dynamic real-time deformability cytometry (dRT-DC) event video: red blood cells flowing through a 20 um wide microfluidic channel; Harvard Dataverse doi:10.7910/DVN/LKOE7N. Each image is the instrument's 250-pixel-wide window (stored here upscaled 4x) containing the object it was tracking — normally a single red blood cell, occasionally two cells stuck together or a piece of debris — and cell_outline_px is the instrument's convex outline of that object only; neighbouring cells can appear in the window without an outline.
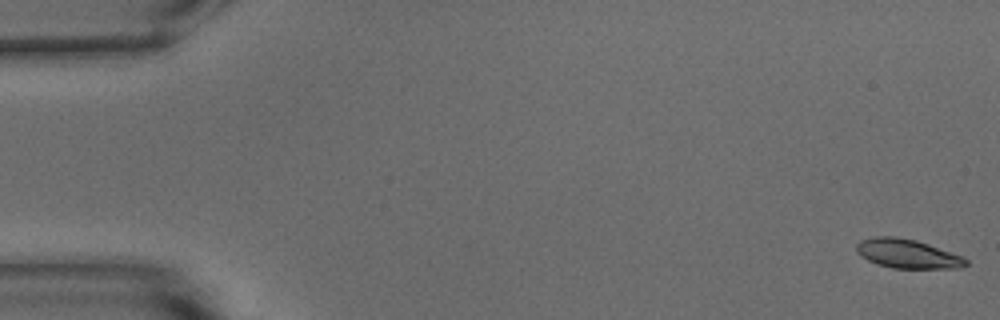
{"species": "common noctule bat (a hibernating species)", "species_latin": "Nyctalus noctula", "temperature_condition": "warm", "stored_images_in_passage": 54, "camera_frame_rate_fps": 3000, "um_per_image_px": 0.085, "animal": {"sex": "male", "body_mass_g": 15.6}, "frame": {"image": 1, "passage_image": 1, "time_ms": 0.0, "image_size_px": [1000, 320], "cell_outline_px": [[968, 264], [960, 268], [892, 268], [876, 264], [860, 256], [856, 252], [856, 244], [860, 240], [872, 236], [896, 236], [916, 240], [964, 256], [968, 260]], "centroid_in_image_um": [77.11, 21.56], "position_along_channel_um": 7.9, "area_um2": 18.79}}
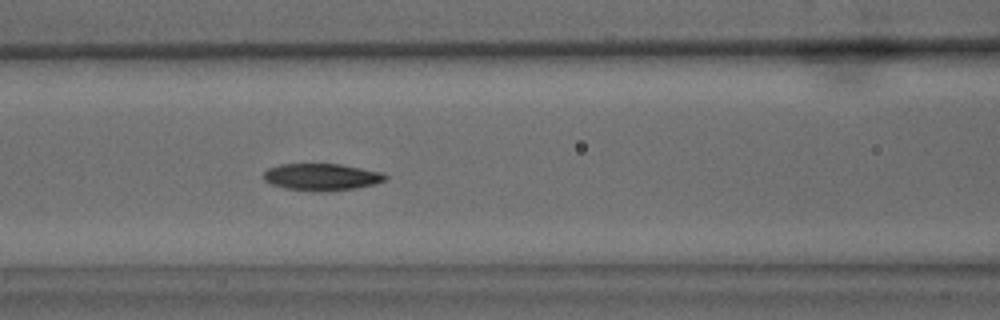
{"frame": {"image": 2, "passage_image": 23, "time_ms": 7.333, "image_size_px": [1000, 320], "cell_outline_px": [[388, 176], [384, 180], [376, 184], [356, 188], [328, 192], [284, 188], [272, 184], [264, 180], [264, 172], [268, 168], [280, 164], [340, 164], [384, 172]], "centroid_in_image_um": [27.37, 15.04], "position_along_channel_um": 139.2, "area_um2": 19.19}}
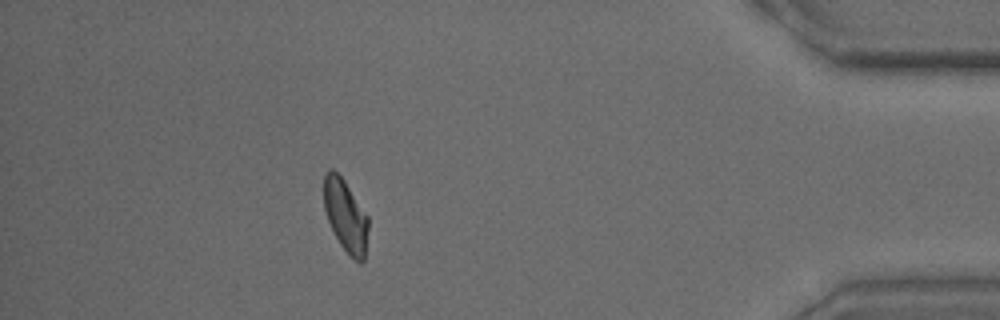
{"frame": {"image": 3, "passage_image": 48, "time_ms": 15.667, "image_size_px": [1000, 320], "cell_outline_px": [[368, 228], [364, 260], [360, 264], [348, 256], [340, 244], [328, 220], [324, 208], [324, 172], [328, 168], [332, 168], [344, 180], [368, 216]], "centroid_in_image_um": [29.37, 18.34], "position_along_channel_um": 405.8, "area_um2": 18.73}, "authors_computed_cell_mechanics": {"area_um2": 19.0451, "velocity_mm_per_s": 3.7794, "shape_relaxation_time_tau1_ms": 5.3041, "shape_relaxation_time_tau2_ms": 3.1731, "deformation_change_tau1": 0.1511, "deformation_change_tau2": 0.085}}